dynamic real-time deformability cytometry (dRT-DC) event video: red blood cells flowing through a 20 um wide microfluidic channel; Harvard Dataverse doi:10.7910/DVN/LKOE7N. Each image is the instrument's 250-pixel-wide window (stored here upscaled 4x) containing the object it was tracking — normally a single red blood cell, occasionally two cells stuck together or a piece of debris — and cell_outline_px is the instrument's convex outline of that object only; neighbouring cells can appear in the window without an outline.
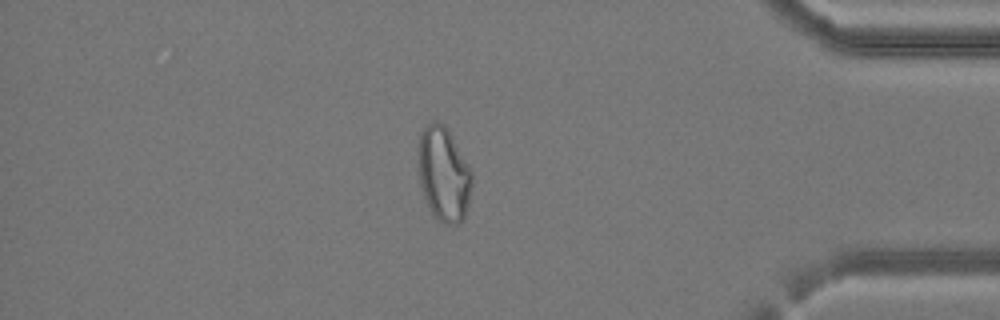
{"species": "common noctule bat (a hibernating species)", "species_latin": "Nyctalus noctula", "temperature_condition": "cold", "stored_images_in_passage": 41, "camera_frame_rate_fps": 3000, "um_per_image_px": 0.085, "animal": {"sex": "female", "body_mass_g": 24.6, "forearm_length_mm": 56.2}, "frame": {"image": 1, "passage_image": 35, "time_ms": 11.333, "image_size_px": [1000, 320], "cell_outline_px": [[472, 184], [468, 204], [464, 220], [456, 224], [448, 224], [436, 220], [424, 196], [420, 184], [420, 132], [432, 120], [436, 120], [444, 124], [472, 172]], "centroid_in_image_um": [37.74, 14.83], "position_along_channel_um": 397.5, "area_um2": 28.9}}